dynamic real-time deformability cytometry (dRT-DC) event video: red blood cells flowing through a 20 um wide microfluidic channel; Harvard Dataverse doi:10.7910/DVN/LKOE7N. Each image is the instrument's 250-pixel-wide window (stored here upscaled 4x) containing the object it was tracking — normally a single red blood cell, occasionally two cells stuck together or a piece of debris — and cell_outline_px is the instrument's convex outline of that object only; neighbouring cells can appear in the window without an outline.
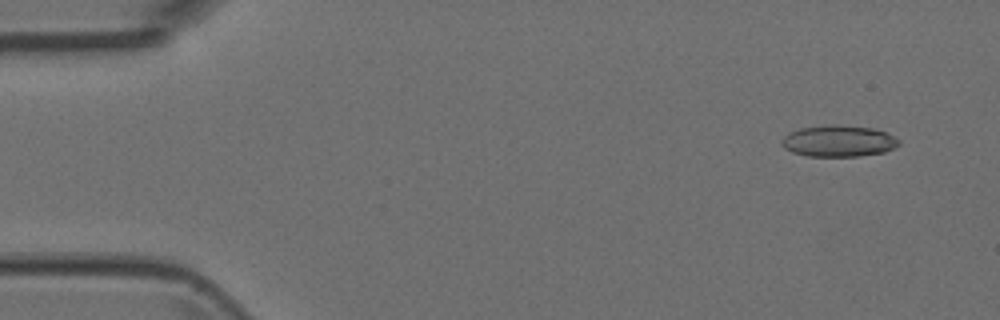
{"species": "Egyptian fruit bat (a non-hibernating species)", "species_latin": "Rousettus aegyptiacus", "temperature_condition": "room temperature", "stored_images_in_passage": 4, "camera_frame_rate_fps": 3000, "um_per_image_px": 0.085, "animal": {"sex": "female"}, "frame": {"image": 1, "passage_image": 1, "time_ms": 0.0, "image_size_px": [1000, 320], "cell_outline_px": [[900, 144], [896, 148], [884, 152], [856, 156], [808, 156], [792, 152], [784, 148], [780, 140], [784, 136], [800, 128], [836, 124], [872, 128], [884, 132], [900, 140]], "centroid_in_image_um": [71.28, 11.99], "position_along_channel_um": 13.7, "area_um2": 21.33}}
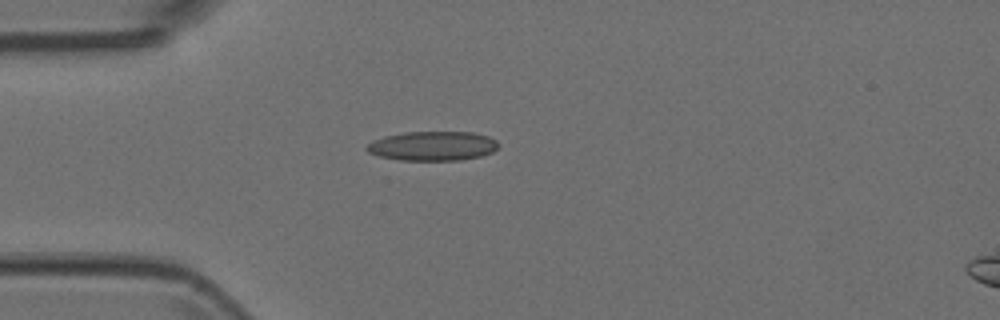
{"frame": {"image": 2, "passage_image": 4, "time_ms": 1.0, "image_size_px": [1000, 320], "cell_outline_px": [[500, 144], [492, 152], [480, 156], [460, 160], [400, 160], [380, 156], [368, 152], [364, 148], [372, 140], [384, 136], [404, 132], [472, 132], [488, 136], [496, 140]], "centroid_in_image_um": [36.76, 12.4], "position_along_channel_um": 48.2, "area_um2": 22.54}}